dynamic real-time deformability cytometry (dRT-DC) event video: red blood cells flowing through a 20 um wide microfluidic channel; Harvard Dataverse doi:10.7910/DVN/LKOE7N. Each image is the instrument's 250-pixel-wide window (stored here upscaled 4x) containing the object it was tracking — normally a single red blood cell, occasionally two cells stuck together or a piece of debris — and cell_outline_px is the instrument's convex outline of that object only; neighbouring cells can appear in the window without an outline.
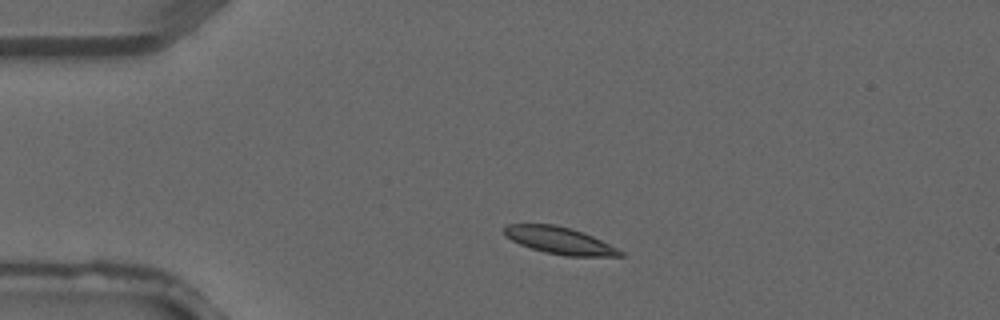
{"species": "common noctule bat (a hibernating species)", "species_latin": "Nyctalus noctula", "temperature_condition": "warm", "stored_images_in_passage": 2, "camera_frame_rate_fps": 3000, "um_per_image_px": 0.085, "animal": {"sex": "male", "forearm_length_mm": 52.5}, "frame": {"image": 1, "passage_image": 1, "time_ms": 0.0, "image_size_px": [1000, 320], "cell_outline_px": [[624, 256], [564, 256], [544, 252], [520, 244], [504, 236], [504, 228], [508, 224], [556, 224], [592, 236], [624, 252]], "centroid_in_image_um": [47.53, 20.45], "position_along_channel_um": 37.5, "area_um2": 17.98}}